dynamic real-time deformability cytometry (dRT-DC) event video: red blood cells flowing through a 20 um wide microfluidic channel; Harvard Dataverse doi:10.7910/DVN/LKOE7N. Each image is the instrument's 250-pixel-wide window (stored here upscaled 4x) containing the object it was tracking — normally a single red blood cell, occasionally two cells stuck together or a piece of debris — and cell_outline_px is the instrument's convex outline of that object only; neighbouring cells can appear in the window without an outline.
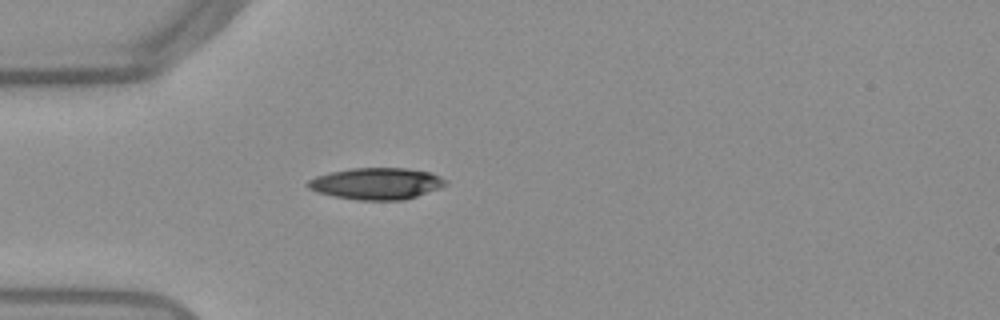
{"species": "Egyptian fruit bat (a non-hibernating species)", "species_latin": "Rousettus aegyptiacus", "temperature_condition": "warm", "stored_images_in_passage": 39, "camera_frame_rate_fps": 3000, "um_per_image_px": 0.085, "frame": {"image": 1, "passage_image": 1, "time_ms": 0.0, "image_size_px": [1000, 320], "cell_outline_px": [[448, 184], [440, 188], [404, 200], [356, 200], [316, 192], [308, 188], [304, 184], [308, 180], [316, 176], [328, 172], [352, 168], [404, 168], [432, 172], [448, 180]], "centroid_in_image_um": [32.0, 15.6], "position_along_channel_um": 53.0, "area_um2": 25.61}}
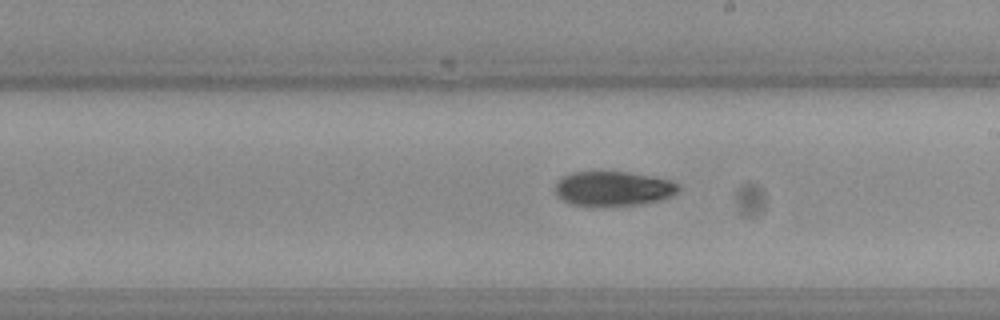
{"frame": {"image": 2, "passage_image": 16, "time_ms": 5.0, "image_size_px": [1000, 320], "cell_outline_px": [[680, 192], [664, 200], [640, 204], [600, 208], [588, 208], [572, 204], [560, 200], [556, 192], [556, 180], [560, 176], [572, 172], [628, 172], [652, 176], [672, 180], [680, 184]], "centroid_in_image_um": [52.13, 16.07], "position_along_channel_um": 236.9, "area_um2": 26.01}}
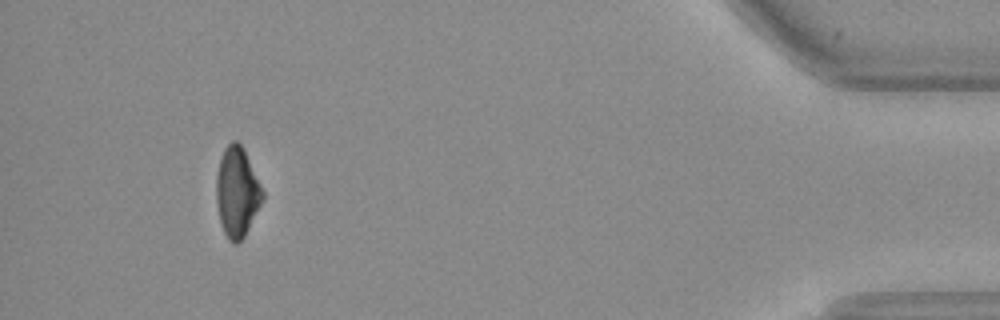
{"frame": {"image": 3, "passage_image": 35, "time_ms": 11.333, "image_size_px": [1000, 320], "cell_outline_px": [[264, 200], [244, 236], [236, 244], [232, 244], [228, 240], [224, 232], [220, 220], [216, 200], [216, 176], [220, 156], [224, 148], [232, 140], [236, 140], [244, 148], [264, 192]], "centroid_in_image_um": [20.15, 16.31], "position_along_channel_um": 415.1, "area_um2": 24.39}, "authors_computed_cell_mechanics": {"area_um2": 25.3164, "velocity_mm_per_s": 3.8564, "shape_relaxation_time_tau1_ms": 4.9682, "shape_relaxation_time_tau2_ms": null, "deformation_change_tau1": 0.1654, "deformation_change_tau2": null}}